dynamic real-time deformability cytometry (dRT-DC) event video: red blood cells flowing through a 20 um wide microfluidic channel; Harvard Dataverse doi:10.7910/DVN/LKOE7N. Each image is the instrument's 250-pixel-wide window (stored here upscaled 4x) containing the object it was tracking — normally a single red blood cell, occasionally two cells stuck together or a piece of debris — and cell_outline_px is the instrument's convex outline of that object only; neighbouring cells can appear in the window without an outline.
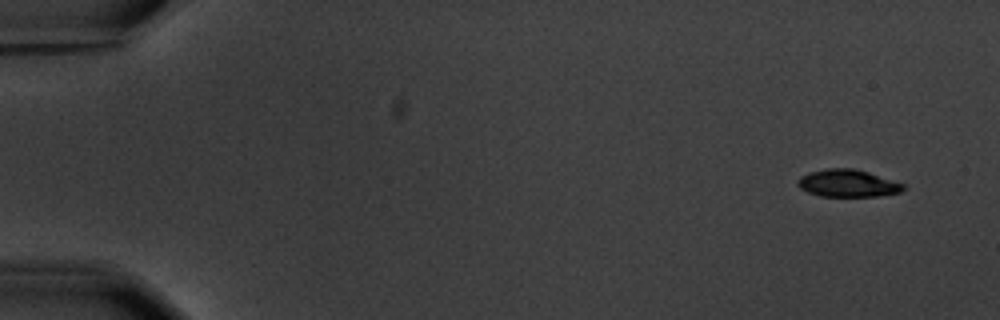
{"species": "common noctule bat (a hibernating species)", "species_latin": "Nyctalus noctula", "temperature_condition": "warm", "stored_images_in_passage": 6, "segment_of_instrument_passage": [1, 2], "camera_frame_rate_fps": 3000, "um_per_image_px": 0.085, "animal": {"sex": "male", "body_mass_g": 20.1, "forearm_length_mm": 53.5}, "frame": {"image": 1, "passage_image": 1, "time_ms": 0.0, "image_size_px": [1000, 320], "cell_outline_px": [[904, 188], [900, 192], [880, 196], [820, 196], [808, 192], [800, 188], [796, 184], [796, 180], [800, 176], [808, 172], [828, 168], [852, 168], [868, 172], [904, 184]], "centroid_in_image_um": [72.01, 15.57], "position_along_channel_um": 13.0, "area_um2": 16.82}}